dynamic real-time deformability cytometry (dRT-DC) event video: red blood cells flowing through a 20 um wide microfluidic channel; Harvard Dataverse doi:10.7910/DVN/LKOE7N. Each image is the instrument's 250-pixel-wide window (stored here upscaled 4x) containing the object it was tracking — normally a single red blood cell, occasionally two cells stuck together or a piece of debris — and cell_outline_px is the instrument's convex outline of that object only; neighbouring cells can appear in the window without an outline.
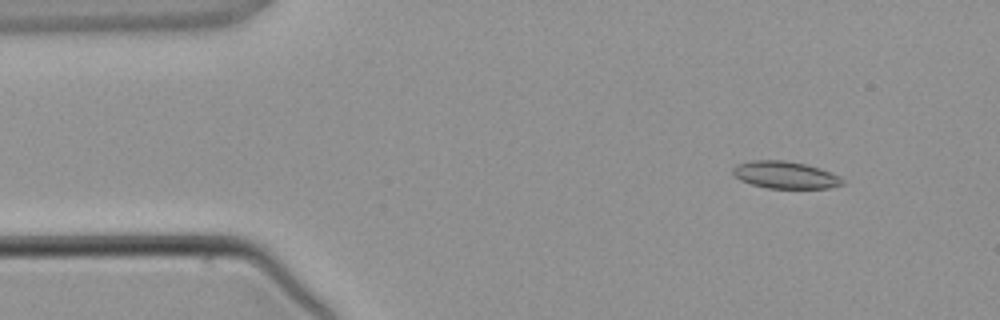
{"species": "common noctule bat (a hibernating species)", "species_latin": "Nyctalus noctula", "temperature_condition": "warm", "stored_images_in_passage": 4, "camera_frame_rate_fps": 3000, "um_per_image_px": 0.085, "animal": {"sex": "male", "body_mass_g": 21.5, "forearm_length_mm": 52.0}, "frame": {"image": 1, "passage_image": 2, "time_ms": 1.0, "image_size_px": [1000, 320], "cell_outline_px": [[844, 184], [828, 188], [768, 188], [752, 184], [740, 180], [732, 172], [732, 168], [736, 164], [752, 160], [784, 160], [804, 164], [820, 168], [832, 172], [840, 176], [844, 180]], "centroid_in_image_um": [66.75, 14.86], "position_along_channel_um": 18.2, "area_um2": 17.4}}